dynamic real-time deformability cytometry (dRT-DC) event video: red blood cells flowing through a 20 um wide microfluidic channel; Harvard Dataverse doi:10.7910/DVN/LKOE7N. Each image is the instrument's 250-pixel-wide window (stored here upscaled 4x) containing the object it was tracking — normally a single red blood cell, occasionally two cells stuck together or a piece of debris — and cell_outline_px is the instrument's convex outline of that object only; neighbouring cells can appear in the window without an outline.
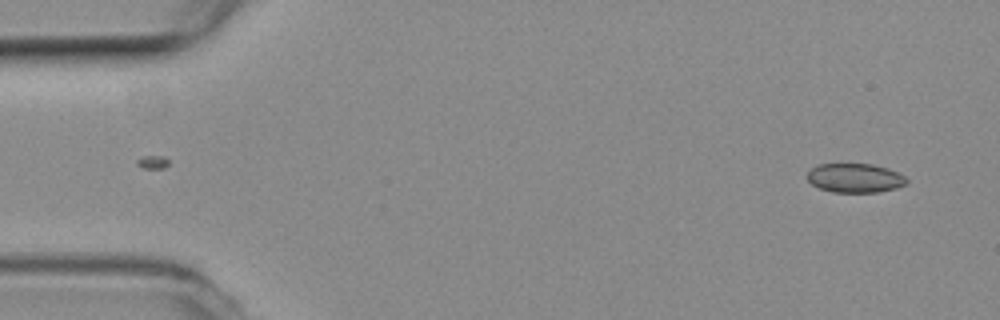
{"species": "common noctule bat (a hibernating species)", "species_latin": "Nyctalus noctula", "temperature_condition": "room temperature", "stored_images_in_passage": 6, "camera_frame_rate_fps": 3000, "um_per_image_px": 0.085, "animal": {"sex": "female", "body_mass_g": 19.3, "forearm_length_mm": 54.1}, "frame": {"image": 1, "passage_image": 6, "time_ms": 1.667, "image_size_px": [1000, 320], "cell_outline_px": [[908, 184], [896, 188], [876, 192], [832, 192], [820, 188], [812, 184], [808, 180], [808, 172], [816, 164], [872, 164], [888, 168], [904, 176], [908, 180]], "centroid_in_image_um": [72.69, 15.13], "position_along_channel_um": 12.3, "area_um2": 16.82}}